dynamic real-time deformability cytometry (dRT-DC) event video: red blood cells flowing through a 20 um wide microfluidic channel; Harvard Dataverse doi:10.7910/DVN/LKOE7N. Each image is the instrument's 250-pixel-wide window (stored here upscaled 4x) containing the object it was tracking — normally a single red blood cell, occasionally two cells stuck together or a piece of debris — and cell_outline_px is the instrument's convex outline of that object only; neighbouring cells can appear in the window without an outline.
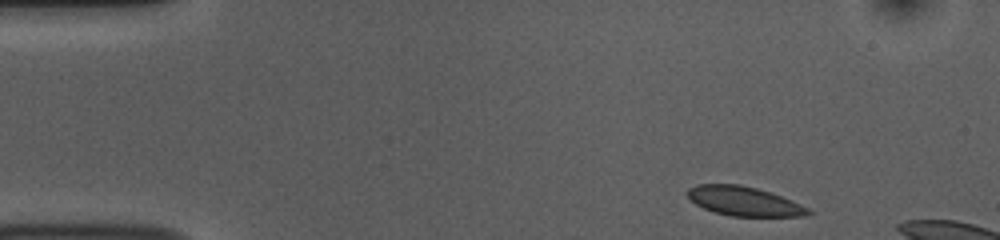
{"species": "common noctule bat (a hibernating species)", "species_latin": "Nyctalus noctula", "temperature_condition": "room temperature", "stored_images_in_passage": 10, "camera_frame_rate_fps": 3000, "um_per_image_px": 0.085, "animal": {"sex": "female", "body_mass_g": 10.0, "forearm_length_mm": 53.1}, "frame": {"image": 1, "passage_image": 1, "time_ms": 0.0, "image_size_px": [1000, 240], "cell_outline_px": [[812, 212], [808, 216], [732, 216], [716, 212], [704, 208], [696, 204], [688, 196], [688, 188], [696, 184], [740, 184], [756, 188], [780, 196], [800, 204], [808, 208]], "centroid_in_image_um": [63.24, 17.1], "position_along_channel_um": 21.8, "area_um2": 20.29}}